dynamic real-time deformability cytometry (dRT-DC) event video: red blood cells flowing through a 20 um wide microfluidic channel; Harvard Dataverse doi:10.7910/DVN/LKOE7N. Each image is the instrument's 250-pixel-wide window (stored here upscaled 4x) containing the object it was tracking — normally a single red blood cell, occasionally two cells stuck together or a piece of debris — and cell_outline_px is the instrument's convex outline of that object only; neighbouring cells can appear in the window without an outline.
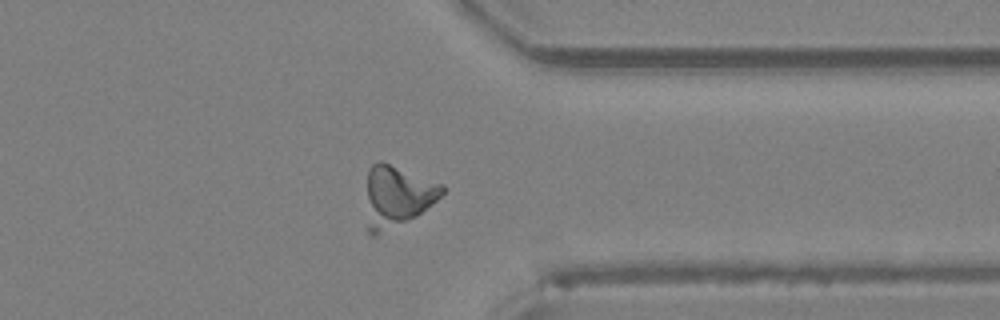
{"species": "Egyptian fruit bat (a non-hibernating species)", "species_latin": "Rousettus aegyptiacus", "temperature_condition": "room temperature", "stored_images_in_passage": 31, "camera_frame_rate_fps": 3000, "um_per_image_px": 0.085, "animal": {"sex": "female"}, "frame": {"image": 1, "passage_image": 22, "time_ms": 7.0, "image_size_px": [1000, 320], "cell_outline_px": [[444, 192], [436, 200], [416, 216], [376, 236], [372, 236], [368, 232], [368, 168], [372, 164], [380, 160], [444, 184]], "centroid_in_image_um": [33.76, 16.66], "position_along_channel_um": 377.6, "area_um2": 26.59}}
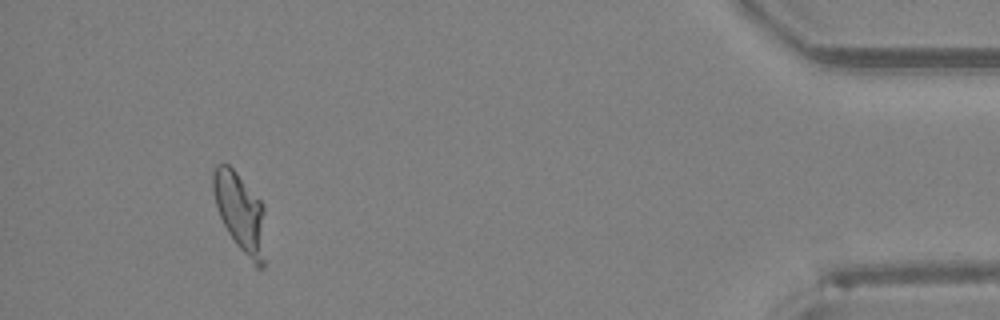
{"frame": {"image": 2, "passage_image": 28, "time_ms": 9.0, "image_size_px": [1000, 320], "cell_outline_px": [[264, 268], [256, 268], [236, 244], [228, 232], [220, 216], [216, 204], [212, 188], [212, 172], [216, 164], [228, 164], [236, 172], [264, 204]], "centroid_in_image_um": [20.42, 18.06], "position_along_channel_um": 414.8, "area_um2": 24.1}}